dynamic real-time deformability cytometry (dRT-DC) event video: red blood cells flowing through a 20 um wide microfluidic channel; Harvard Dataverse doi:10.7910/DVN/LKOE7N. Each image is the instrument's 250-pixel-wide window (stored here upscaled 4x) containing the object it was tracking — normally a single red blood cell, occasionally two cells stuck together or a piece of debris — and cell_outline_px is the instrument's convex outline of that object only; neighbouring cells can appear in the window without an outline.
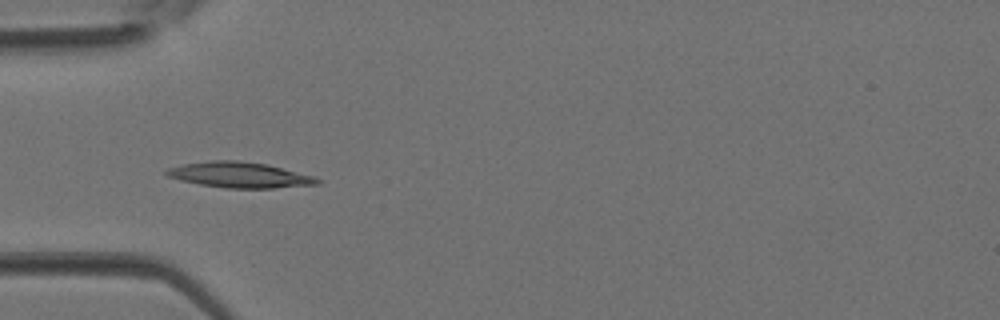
{"species": "Egyptian fruit bat (a non-hibernating species)", "species_latin": "Rousettus aegyptiacus", "temperature_condition": "room temperature", "stored_images_in_passage": 3, "camera_frame_rate_fps": 3000, "um_per_image_px": 0.085, "animal": {"sex": "female"}, "frame": {"image": 1, "passage_image": 2, "time_ms": 0.333, "image_size_px": [1000, 320], "cell_outline_px": [[320, 184], [272, 188], [224, 188], [200, 184], [180, 180], [168, 176], [164, 172], [168, 168], [184, 164], [208, 160], [236, 160], [268, 164], [312, 176], [320, 180]], "centroid_in_image_um": [20.34, 14.86], "position_along_channel_um": 64.7, "area_um2": 22.37}}
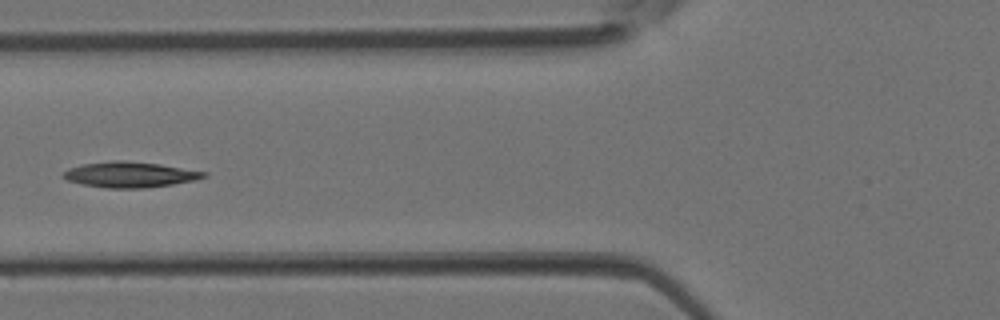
{"frame": {"image": 2, "passage_image": 3, "time_ms": 0.667, "image_size_px": [1000, 320], "cell_outline_px": [[208, 176], [196, 180], [172, 184], [144, 188], [108, 188], [84, 184], [68, 180], [60, 176], [68, 168], [80, 164], [108, 160], [124, 160], [160, 164], [208, 172]], "centroid_in_image_um": [11.04, 14.82], "position_along_channel_um": 114.8, "area_um2": 21.1}}